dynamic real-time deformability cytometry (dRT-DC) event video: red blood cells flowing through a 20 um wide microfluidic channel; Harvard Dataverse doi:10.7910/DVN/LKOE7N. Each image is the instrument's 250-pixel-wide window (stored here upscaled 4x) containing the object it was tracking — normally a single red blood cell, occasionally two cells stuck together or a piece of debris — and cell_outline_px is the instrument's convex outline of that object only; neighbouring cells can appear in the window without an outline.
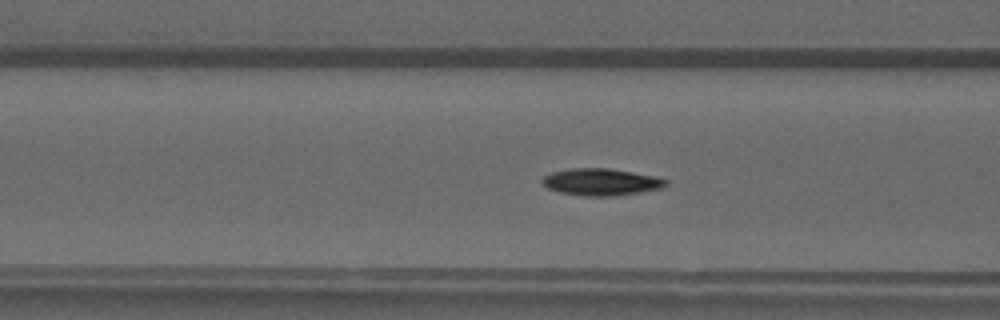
{"species": "common noctule bat (a hibernating species)", "species_latin": "Nyctalus noctula", "temperature_condition": "warm", "stored_images_in_passage": 50, "camera_frame_rate_fps": 3000, "um_per_image_px": 0.085, "animal": {"sex": "male", "forearm_length_mm": 52.5}, "frame": {"image": 1, "passage_image": 20, "time_ms": 6.333, "image_size_px": [1000, 320], "cell_outline_px": [[668, 184], [664, 188], [612, 196], [584, 196], [560, 192], [548, 188], [540, 184], [540, 180], [544, 176], [552, 172], [568, 168], [608, 168], [656, 176], [668, 180]], "centroid_in_image_um": [51.08, 15.46], "position_along_channel_um": 115.5, "area_um2": 19.54}}
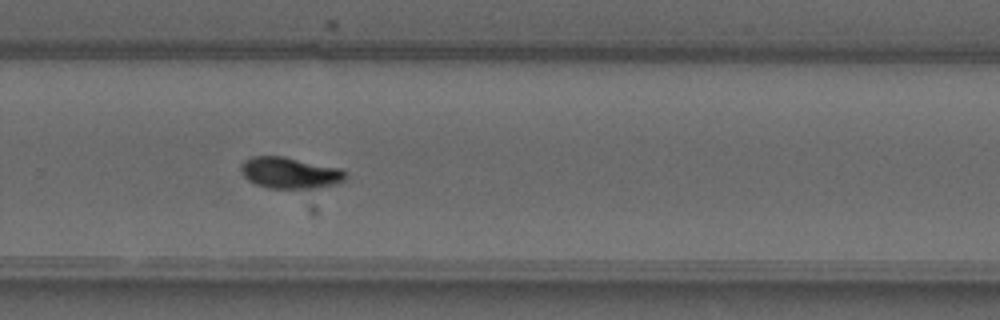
{"frame": {"image": 2, "passage_image": 34, "time_ms": 11.0, "image_size_px": [1000, 320], "cell_outline_px": [[348, 176], [344, 180], [336, 184], [316, 188], [268, 188], [256, 184], [248, 180], [244, 176], [240, 168], [240, 164], [244, 160], [252, 156], [284, 156], [340, 168], [348, 172]], "centroid_in_image_um": [24.66, 14.68], "position_along_channel_um": 305.1, "area_um2": 19.25}}
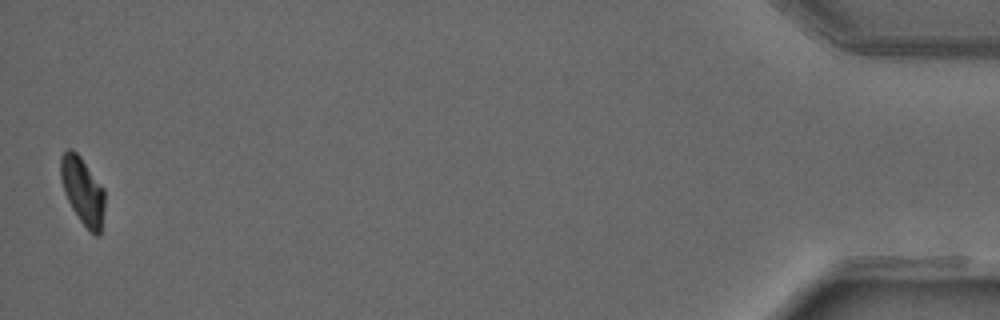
{"frame": {"image": 3, "passage_image": 50, "time_ms": 16.333, "image_size_px": [1000, 320], "cell_outline_px": [[104, 208], [100, 232], [96, 236], [88, 232], [72, 208], [64, 192], [60, 180], [60, 156], [68, 148], [72, 148], [80, 156], [104, 188]], "centroid_in_image_um": [7.01, 16.21], "position_along_channel_um": 428.2, "area_um2": 17.34}, "authors_computed_cell_mechanics": {"area_um2": 17.9469, "velocity_mm_per_s": 4.0822, "shape_relaxation_time_tau1_ms": 7.8227, "shape_relaxation_time_tau2_ms": 3.2808, "deformation_change_tau1": 0.2333, "deformation_change_tau2": 0.0605}}